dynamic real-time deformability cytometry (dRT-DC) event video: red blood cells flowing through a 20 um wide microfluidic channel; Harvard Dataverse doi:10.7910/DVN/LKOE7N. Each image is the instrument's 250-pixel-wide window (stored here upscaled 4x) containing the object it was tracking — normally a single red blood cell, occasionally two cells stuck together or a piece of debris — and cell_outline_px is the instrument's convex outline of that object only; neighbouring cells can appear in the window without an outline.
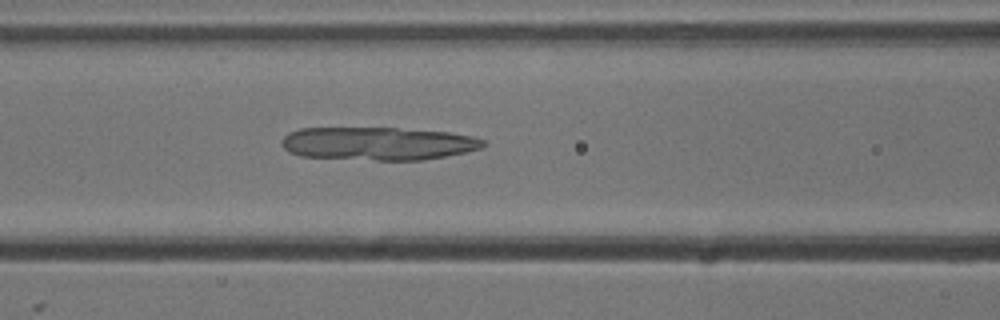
{"species": "common noctule bat (a hibernating species)", "species_latin": "Nyctalus noctula", "temperature_condition": "cold", "stored_images_in_passage": 48, "camera_frame_rate_fps": 3000, "um_per_image_px": 0.085, "animal": {"sex": "male", "body_mass_g": 13.3}, "frame": {"image": 1, "passage_image": 17, "time_ms": 5.333, "image_size_px": [1000, 320], "cell_outline_px": [[488, 144], [480, 148], [464, 152], [424, 160], [376, 160], [300, 156], [288, 152], [280, 144], [280, 140], [288, 132], [300, 128], [396, 128], [448, 132], [472, 136], [484, 140]], "centroid_in_image_um": [32.08, 12.2], "position_along_channel_um": 134.5, "area_um2": 38.96}}
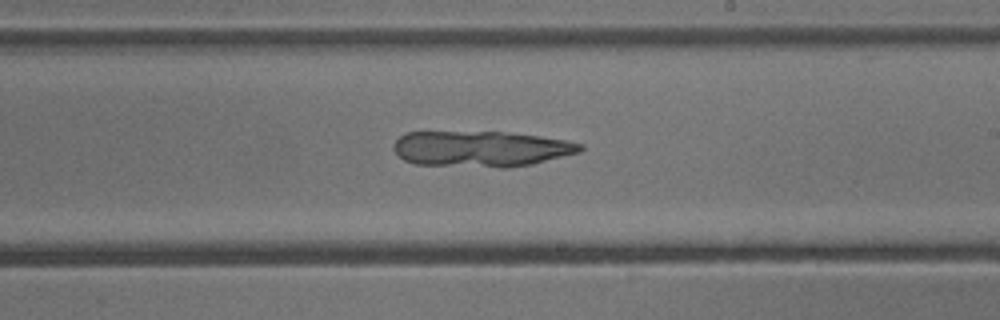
{"frame": {"image": 2, "passage_image": 26, "time_ms": 8.333, "image_size_px": [1000, 320], "cell_outline_px": [[584, 148], [580, 152], [532, 164], [508, 168], [500, 168], [416, 164], [404, 160], [396, 152], [396, 140], [404, 132], [500, 132], [540, 136], [564, 140], [584, 144]], "centroid_in_image_um": [40.92, 12.66], "position_along_channel_um": 248.1, "area_um2": 38.84}}
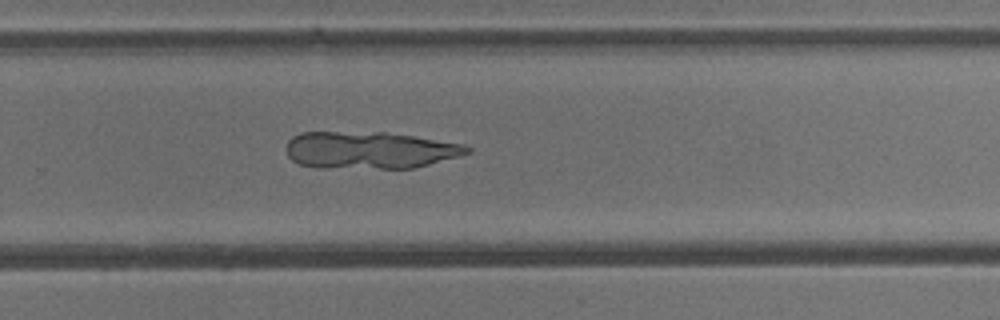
{"frame": {"image": 3, "passage_image": 30, "time_ms": 9.667, "image_size_px": [1000, 320], "cell_outline_px": [[472, 152], [460, 156], [412, 168], [316, 168], [300, 164], [292, 160], [288, 156], [288, 140], [292, 136], [300, 132], [388, 132], [464, 144], [472, 148]], "centroid_in_image_um": [31.43, 12.76], "position_along_channel_um": 298.4, "area_um2": 39.3}}